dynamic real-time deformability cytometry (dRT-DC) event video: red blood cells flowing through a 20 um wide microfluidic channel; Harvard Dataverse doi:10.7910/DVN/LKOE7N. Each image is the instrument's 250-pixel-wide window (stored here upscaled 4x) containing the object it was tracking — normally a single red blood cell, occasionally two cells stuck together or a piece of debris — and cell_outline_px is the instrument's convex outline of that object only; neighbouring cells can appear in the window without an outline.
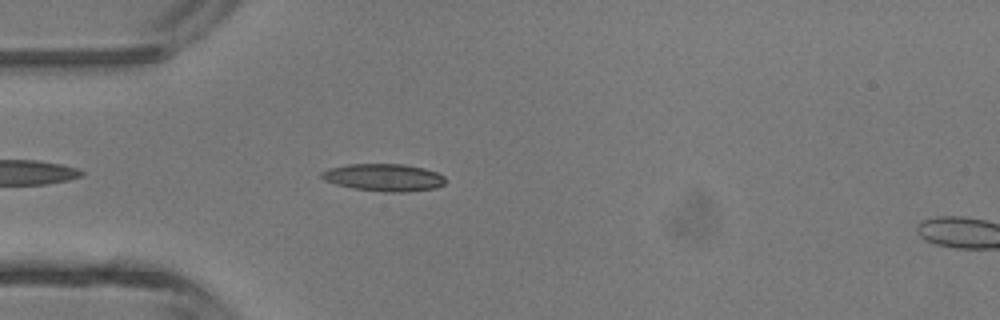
{"species": "common noctule bat (a hibernating species)", "species_latin": "Nyctalus noctula", "temperature_condition": "room temperature", "stored_images_in_passage": 33, "camera_frame_rate_fps": 3000, "um_per_image_px": 0.085, "animal": {"sex": "male", "body_mass_g": 13.3}, "frame": {"image": 1, "passage_image": 5, "time_ms": 1.333, "image_size_px": [1000, 320], "cell_outline_px": [[444, 184], [436, 188], [404, 192], [384, 192], [352, 188], [336, 184], [324, 180], [320, 176], [320, 172], [328, 168], [348, 164], [404, 164], [424, 168], [436, 172], [444, 176]], "centroid_in_image_um": [32.6, 15.08], "position_along_channel_um": 52.4, "area_um2": 19.83}}
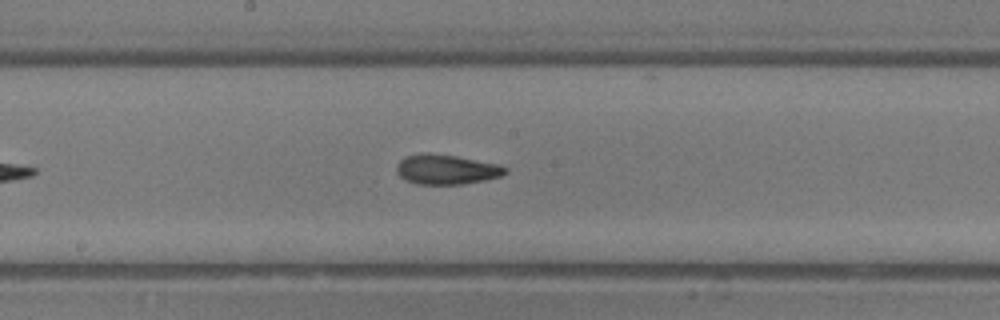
{"frame": {"image": 2, "passage_image": 16, "time_ms": 5.0, "image_size_px": [1000, 320], "cell_outline_px": [[508, 172], [500, 176], [484, 180], [460, 184], [416, 184], [404, 180], [396, 172], [396, 164], [404, 156], [420, 152], [428, 152], [456, 156], [500, 164], [508, 168]], "centroid_in_image_um": [37.91, 14.38], "position_along_channel_um": 210.3, "area_um2": 19.19}}
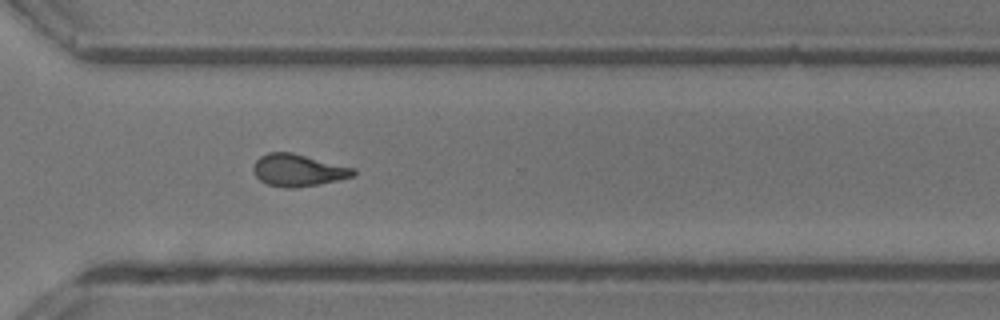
{"frame": {"image": 3, "passage_image": 25, "time_ms": 8.0, "image_size_px": [1000, 320], "cell_outline_px": [[356, 172], [352, 176], [320, 184], [292, 188], [284, 188], [268, 184], [260, 180], [256, 176], [252, 168], [256, 160], [260, 156], [268, 152], [292, 152], [356, 168]], "centroid_in_image_um": [25.33, 14.46], "position_along_channel_um": 345.3, "area_um2": 18.73}, "authors_computed_cell_mechanics": {"area_um2": 18.6116, "velocity_mm_per_s": 4.5176, "shape_relaxation_time_tau1_ms": 4.2606, "shape_relaxation_time_tau2_ms": 2.362, "deformation_change_tau1": 0.1799, "deformation_change_tau2": 0.1131}}